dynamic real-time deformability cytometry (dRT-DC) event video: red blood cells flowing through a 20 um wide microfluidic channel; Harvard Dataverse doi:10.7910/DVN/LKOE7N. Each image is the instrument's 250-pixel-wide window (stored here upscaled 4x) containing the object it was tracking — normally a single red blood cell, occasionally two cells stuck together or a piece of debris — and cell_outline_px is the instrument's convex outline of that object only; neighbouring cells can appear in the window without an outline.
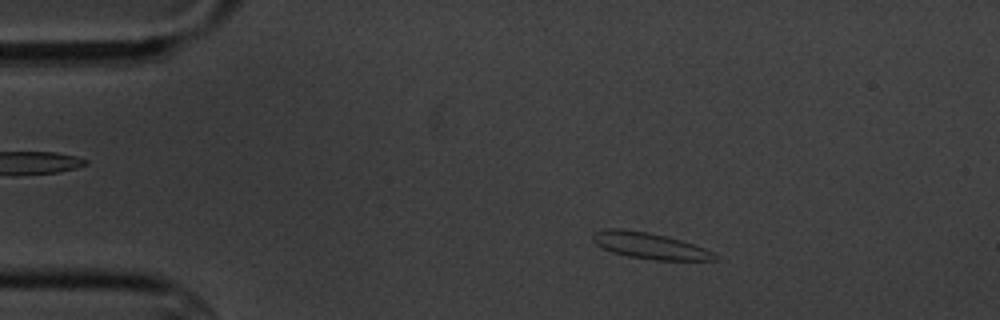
{"species": "common noctule bat (a hibernating species)", "species_latin": "Nyctalus noctula", "temperature_condition": "cold", "stored_images_in_passage": 6, "camera_frame_rate_fps": 3000, "um_per_image_px": 0.085, "animal": {"sex": "male", "body_mass_g": 20.1, "forearm_length_mm": 53.5}, "frame": {"image": 1, "passage_image": 3, "time_ms": 2.0, "image_size_px": [1000, 320], "cell_outline_px": [[720, 260], [656, 260], [628, 256], [612, 252], [596, 244], [592, 240], [592, 232], [604, 228], [624, 228], [648, 232], [680, 240], [716, 252]], "centroid_in_image_um": [55.21, 20.88], "position_along_channel_um": 29.8, "area_um2": 18.73}}